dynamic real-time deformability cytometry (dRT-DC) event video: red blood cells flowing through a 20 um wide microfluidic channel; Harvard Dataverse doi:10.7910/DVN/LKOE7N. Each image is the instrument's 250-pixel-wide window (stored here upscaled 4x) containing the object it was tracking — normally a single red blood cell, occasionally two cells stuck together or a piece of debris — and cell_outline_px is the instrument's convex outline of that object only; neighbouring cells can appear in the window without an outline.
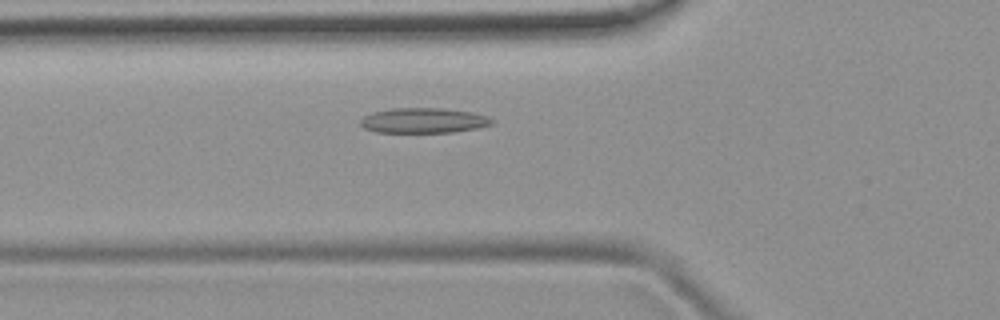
{"species": "common noctule bat (a hibernating species)", "species_latin": "Nyctalus noctula", "temperature_condition": "room temperature", "stored_images_in_passage": 47, "camera_frame_rate_fps": 3000, "um_per_image_px": 0.085, "animal": {"sex": "female", "body_mass_g": 19.9}, "frame": {"image": 1, "passage_image": 14, "time_ms": 4.333, "image_size_px": [1000, 320], "cell_outline_px": [[496, 120], [492, 124], [476, 128], [452, 132], [376, 132], [364, 128], [360, 124], [360, 120], [364, 116], [372, 112], [392, 108], [440, 108], [472, 112], [488, 116]], "centroid_in_image_um": [36.0, 10.24], "position_along_channel_um": 89.8, "area_um2": 19.25}}
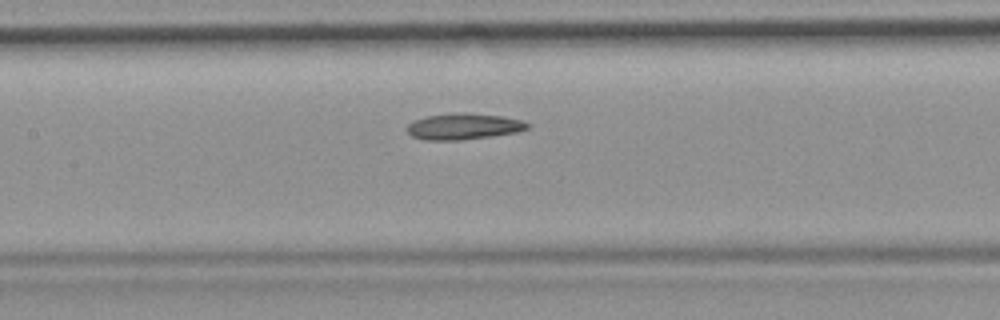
{"frame": {"image": 2, "passage_image": 20, "time_ms": 6.333, "image_size_px": [1000, 320], "cell_outline_px": [[532, 124], [528, 128], [516, 132], [492, 136], [460, 140], [424, 140], [412, 136], [408, 132], [408, 124], [412, 120], [428, 116], [452, 112], [464, 112], [500, 116], [520, 120]], "centroid_in_image_um": [39.39, 10.74], "position_along_channel_um": 168.0, "area_um2": 18.38}}
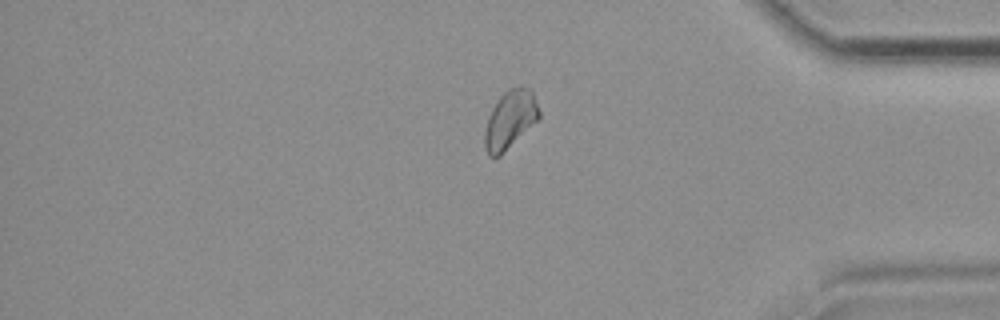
{"frame": {"image": 3, "passage_image": 39, "time_ms": 12.667, "image_size_px": [1000, 320], "cell_outline_px": [[540, 116], [500, 156], [488, 156], [484, 148], [484, 132], [488, 116], [492, 108], [500, 96], [508, 88], [520, 84], [528, 88], [532, 92], [540, 112]], "centroid_in_image_um": [43.32, 10.14], "position_along_channel_um": 391.9, "area_um2": 18.26}}